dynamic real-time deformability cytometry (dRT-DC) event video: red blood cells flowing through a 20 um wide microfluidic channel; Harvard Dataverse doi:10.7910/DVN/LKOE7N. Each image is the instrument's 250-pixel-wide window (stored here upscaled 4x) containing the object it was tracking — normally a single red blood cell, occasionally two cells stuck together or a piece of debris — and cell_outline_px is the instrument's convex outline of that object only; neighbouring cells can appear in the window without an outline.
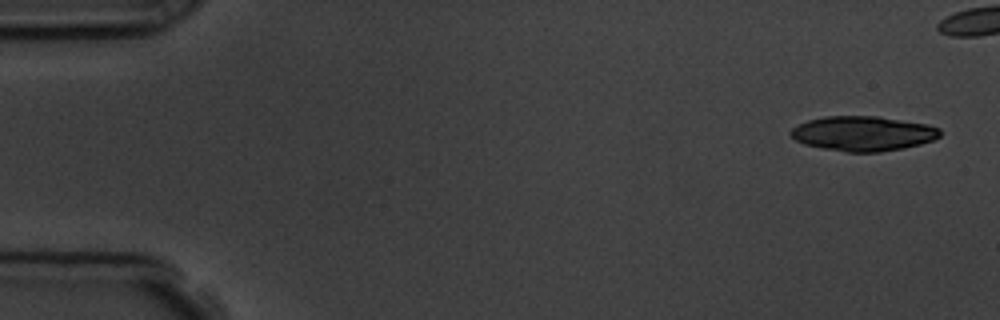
{"species": "common noctule bat (a hibernating species)", "species_latin": "Nyctalus noctula", "temperature_condition": "room temperature", "stored_images_in_passage": 6, "camera_frame_rate_fps": 3000, "um_per_image_px": 0.085, "animal": {"sex": "male", "body_mass_g": 19.5, "forearm_length_mm": 54.6}, "frame": {"image": 1, "passage_image": 1, "time_ms": 0.0, "image_size_px": [1000, 320], "cell_outline_px": [[940, 136], [932, 140], [920, 144], [904, 148], [880, 152], [848, 152], [824, 148], [804, 144], [796, 140], [788, 132], [792, 128], [808, 120], [824, 116], [880, 116], [928, 124], [940, 128]], "centroid_in_image_um": [73.37, 11.34], "position_along_channel_um": 11.6, "area_um2": 30.29}}
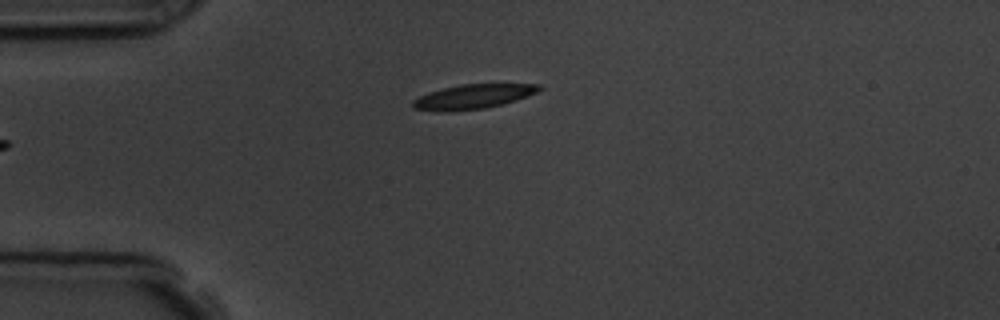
{"frame": {"image": 2, "passage_image": 6, "time_ms": 5.667, "image_size_px": [1000, 320], "cell_outline_px": [[544, 88], [536, 92], [516, 100], [484, 108], [448, 112], [440, 112], [412, 108], [412, 100], [428, 92], [460, 84], [540, 84]], "centroid_in_image_um": [40.17, 8.21], "position_along_channel_um": 44.8, "area_um2": 17.98}}